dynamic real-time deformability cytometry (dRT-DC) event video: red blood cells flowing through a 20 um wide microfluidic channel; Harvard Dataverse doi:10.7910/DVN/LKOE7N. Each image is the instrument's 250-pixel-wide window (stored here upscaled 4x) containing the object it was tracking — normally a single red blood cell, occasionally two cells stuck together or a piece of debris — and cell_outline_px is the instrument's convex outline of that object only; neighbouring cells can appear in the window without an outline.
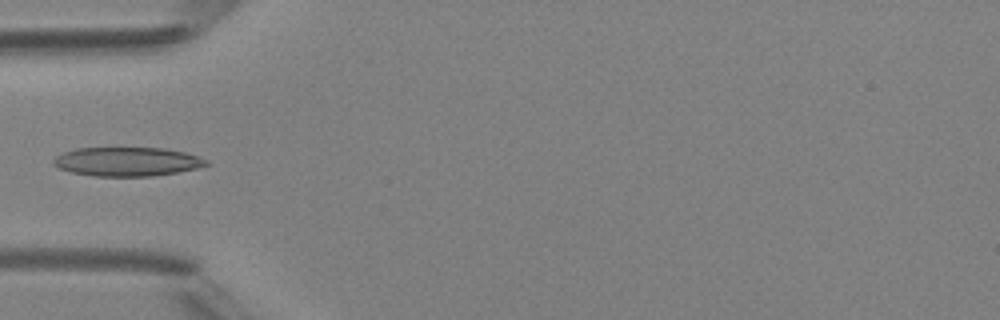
{"species": "Egyptian fruit bat (a non-hibernating species)", "species_latin": "Rousettus aegyptiacus", "temperature_condition": "room temperature", "stored_images_in_passage": 5, "camera_frame_rate_fps": 3000, "um_per_image_px": 0.085, "animal": {"sex": "female"}, "frame": {"image": 1, "passage_image": 5, "time_ms": 4.333, "image_size_px": [1000, 320], "cell_outline_px": [[212, 164], [196, 168], [176, 172], [152, 176], [92, 176], [72, 172], [56, 168], [52, 164], [52, 160], [56, 156], [64, 152], [76, 148], [164, 148], [184, 152], [208, 160]], "centroid_in_image_um": [10.77, 13.74], "position_along_channel_um": 74.2, "area_um2": 25.84}}